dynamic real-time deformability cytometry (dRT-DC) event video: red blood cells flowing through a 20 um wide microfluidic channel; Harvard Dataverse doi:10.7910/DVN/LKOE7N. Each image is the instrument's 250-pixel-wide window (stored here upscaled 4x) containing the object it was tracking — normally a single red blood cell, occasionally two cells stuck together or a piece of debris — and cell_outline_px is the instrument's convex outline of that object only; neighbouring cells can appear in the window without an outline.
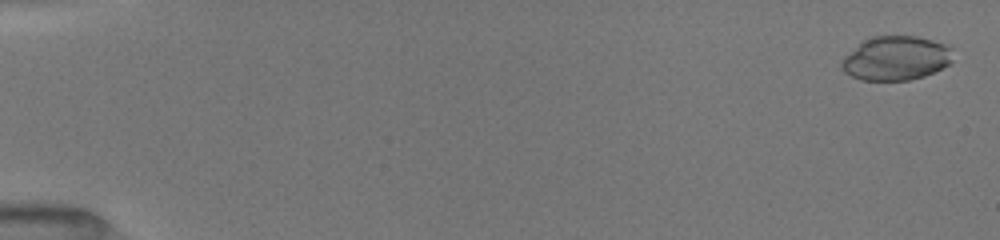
{"species": "common noctule bat (a hibernating species)", "species_latin": "Nyctalus noctula", "temperature_condition": "room temperature", "stored_images_in_passage": 26, "camera_frame_rate_fps": 3000, "um_per_image_px": 0.085, "animal": {"sex": "female", "body_mass_g": 19.5, "forearm_length_mm": 54.1}, "frame": {"image": 1, "passage_image": 2, "time_ms": 0.333, "image_size_px": [1000, 240], "cell_outline_px": [[952, 60], [948, 64], [924, 76], [908, 80], [860, 80], [844, 72], [840, 68], [840, 60], [860, 40], [872, 36], [916, 36], [932, 40], [944, 44], [952, 48]], "centroid_in_image_um": [76.08, 4.94], "position_along_channel_um": 8.9, "area_um2": 28.84}}
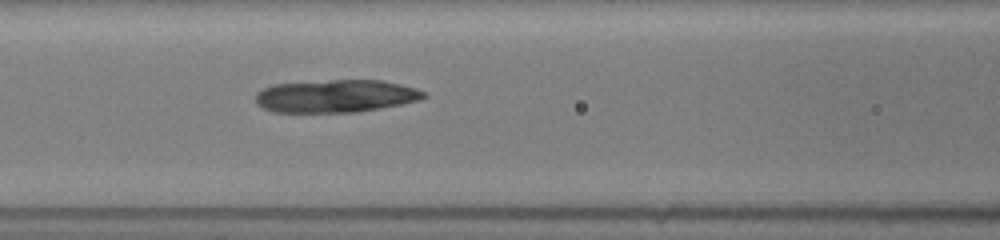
{"frame": {"image": 2, "passage_image": 18, "time_ms": 7.667, "image_size_px": [1000, 240], "cell_outline_px": [[428, 96], [420, 100], [380, 108], [356, 112], [272, 112], [256, 104], [256, 92], [272, 84], [332, 80], [384, 80], [416, 88], [428, 92]], "centroid_in_image_um": [28.56, 8.16], "position_along_channel_um": 138.0, "area_um2": 32.25}}
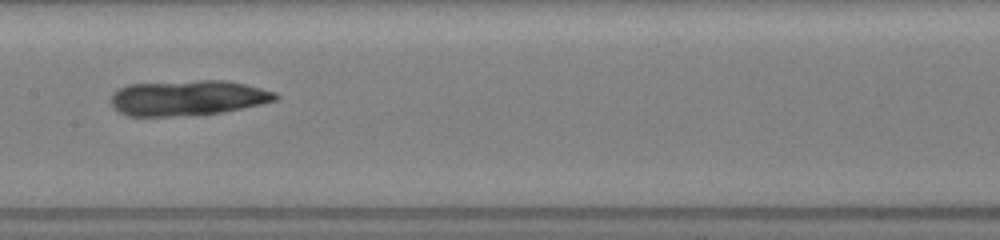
{"frame": {"image": 3, "passage_image": 21, "time_ms": 9.0, "image_size_px": [1000, 240], "cell_outline_px": [[280, 96], [276, 100], [260, 104], [220, 112], [172, 116], [128, 116], [112, 108], [112, 92], [128, 84], [196, 80], [224, 80], [244, 84], [276, 92]], "centroid_in_image_um": [15.93, 8.31], "position_along_channel_um": 191.5, "area_um2": 33.64}}